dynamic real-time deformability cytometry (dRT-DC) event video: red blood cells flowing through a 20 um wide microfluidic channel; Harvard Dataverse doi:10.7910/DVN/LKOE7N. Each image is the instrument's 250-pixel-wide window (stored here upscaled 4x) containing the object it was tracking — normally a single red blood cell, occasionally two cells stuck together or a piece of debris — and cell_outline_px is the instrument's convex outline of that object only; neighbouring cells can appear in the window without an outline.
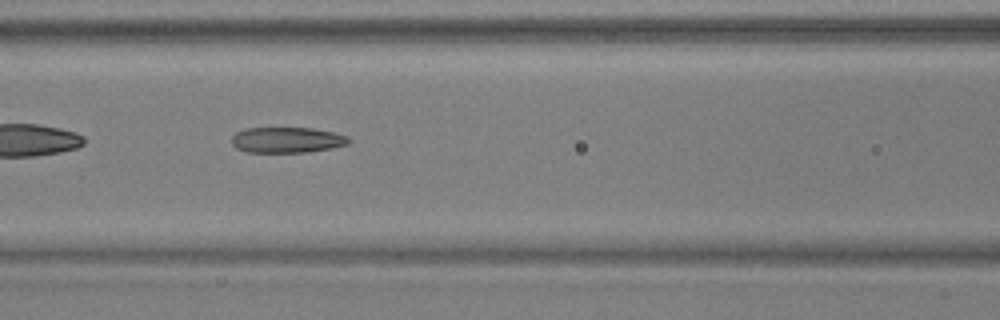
{"species": "common noctule bat (a hibernating species)", "species_latin": "Nyctalus noctula", "temperature_condition": "warm", "stored_images_in_passage": 7, "camera_frame_rate_fps": 3000, "um_per_image_px": 0.085, "animal": {"sex": "male", "body_mass_g": 17.9, "forearm_length_mm": 54.2}, "frame": {"image": 1, "passage_image": 6, "time_ms": 1.667, "image_size_px": [1000, 320], "cell_outline_px": [[352, 140], [348, 144], [332, 148], [304, 152], [248, 152], [236, 148], [232, 144], [232, 136], [236, 132], [244, 128], [312, 128], [332, 132], [348, 136]], "centroid_in_image_um": [24.39, 11.89], "position_along_channel_um": 142.2, "area_um2": 17.51}}
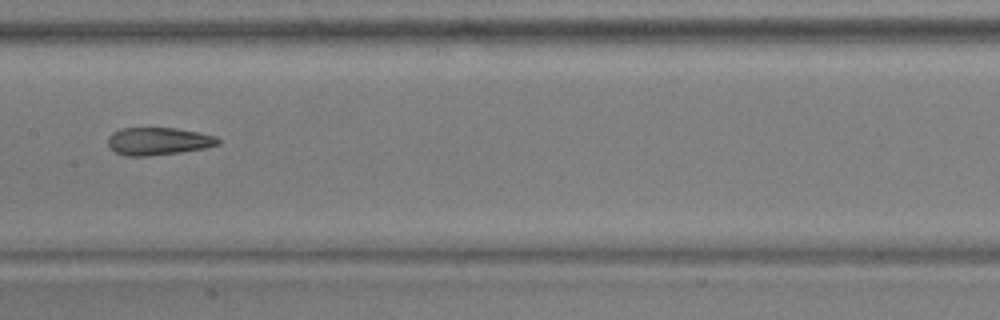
{"frame": {"image": 2, "passage_image": 7, "time_ms": 2.0, "image_size_px": [1000, 320], "cell_outline_px": [[220, 144], [204, 148], [180, 152], [148, 156], [124, 156], [108, 148], [108, 136], [112, 132], [120, 128], [176, 128], [200, 132], [216, 136], [220, 140]], "centroid_in_image_um": [13.43, 12.0], "position_along_channel_um": 194.0, "area_um2": 17.92}}